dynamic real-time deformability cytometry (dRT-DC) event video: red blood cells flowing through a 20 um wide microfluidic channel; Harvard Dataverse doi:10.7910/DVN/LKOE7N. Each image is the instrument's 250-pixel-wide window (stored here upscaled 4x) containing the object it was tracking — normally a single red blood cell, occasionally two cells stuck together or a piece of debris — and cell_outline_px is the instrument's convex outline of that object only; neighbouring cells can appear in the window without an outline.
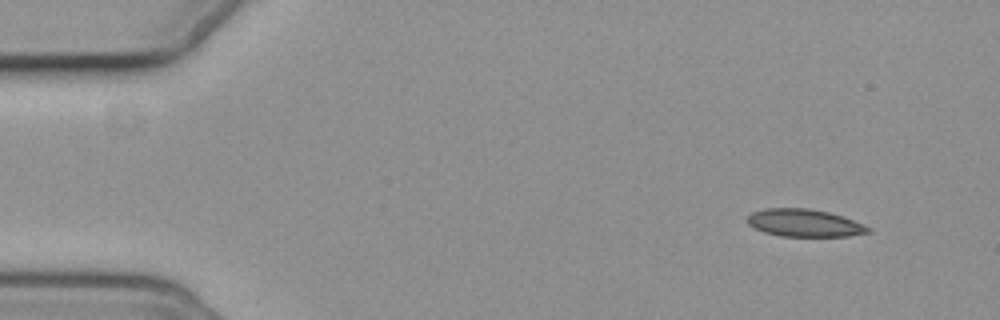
{"species": "common noctule bat (a hibernating species)", "species_latin": "Nyctalus noctula", "temperature_condition": "cold", "stored_images_in_passage": 7, "camera_frame_rate_fps": 3000, "um_per_image_px": 0.085, "animal": {"sex": "female", "body_mass_g": 19.3, "forearm_length_mm": 54.1}, "frame": {"image": 1, "passage_image": 7, "time_ms": 8.333, "image_size_px": [1000, 320], "cell_outline_px": [[872, 232], [848, 236], [780, 236], [764, 232], [748, 224], [748, 216], [752, 212], [764, 208], [808, 208], [828, 212], [852, 220], [872, 228]], "centroid_in_image_um": [68.37, 18.95], "position_along_channel_um": 16.6, "area_um2": 19.25}}